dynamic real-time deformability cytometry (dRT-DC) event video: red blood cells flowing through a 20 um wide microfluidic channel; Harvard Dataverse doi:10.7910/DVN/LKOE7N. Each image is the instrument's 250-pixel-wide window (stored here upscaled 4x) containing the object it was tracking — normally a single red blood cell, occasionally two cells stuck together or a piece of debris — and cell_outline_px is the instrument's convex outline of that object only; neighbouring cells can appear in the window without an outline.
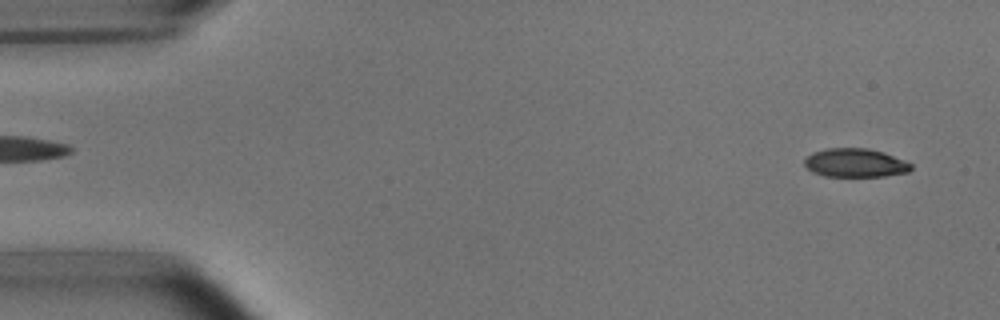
{"species": "common noctule bat (a hibernating species)", "species_latin": "Nyctalus noctula", "temperature_condition": "room temperature", "stored_images_in_passage": 6, "segment_of_instrument_passage": [2, 2], "camera_frame_rate_fps": 3000, "um_per_image_px": 0.085, "animal": {"sex": "male", "body_mass_g": 15.6}, "frame": {"image": 1, "passage_image": 6, "time_ms": 5.667, "image_size_px": [1000, 320], "cell_outline_px": [[912, 168], [908, 172], [884, 176], [824, 176], [812, 172], [804, 164], [804, 160], [812, 152], [828, 148], [868, 148], [884, 152], [904, 160], [912, 164]], "centroid_in_image_um": [72.7, 13.84], "position_along_channel_um": 12.3, "area_um2": 17.8}}